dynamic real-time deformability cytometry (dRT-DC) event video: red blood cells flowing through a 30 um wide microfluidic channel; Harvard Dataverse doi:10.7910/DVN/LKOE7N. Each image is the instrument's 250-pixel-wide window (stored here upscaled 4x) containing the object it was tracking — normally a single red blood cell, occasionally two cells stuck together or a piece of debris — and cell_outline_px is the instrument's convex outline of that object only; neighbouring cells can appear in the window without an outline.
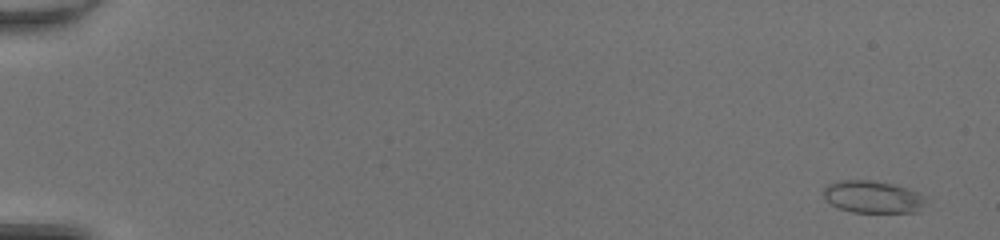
{"species": "common noctule bat (a hibernating species)", "species_latin": "Nyctalus noctula", "temperature_condition": "room temperature", "stored_images_in_passage": 51, "camera_frame_rate_fps": 3000, "um_per_image_px": 0.085, "animal": {"sex": "female", "body_mass_g": 20.0, "forearm_length_mm": 54.0}, "frame": {"image": 1, "passage_image": 3, "time_ms": 0.667, "image_size_px": [1000, 240], "cell_outline_px": [[932, 200], [920, 212], [852, 212], [840, 208], [832, 204], [824, 196], [824, 188], [828, 184], [836, 180], [872, 180], [892, 184], [920, 192], [928, 196]], "centroid_in_image_um": [74.32, 16.74], "position_along_channel_um": 10.7, "area_um2": 19.71}}
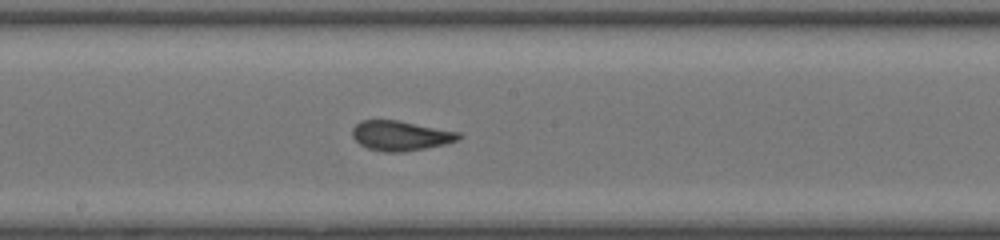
{"frame": {"image": 2, "passage_image": 30, "time_ms": 9.667, "image_size_px": [1000, 240], "cell_outline_px": [[464, 136], [460, 140], [444, 144], [404, 152], [384, 152], [368, 148], [360, 144], [352, 136], [352, 128], [360, 120], [396, 120], [460, 132]], "centroid_in_image_um": [34.06, 11.53], "position_along_channel_um": 214.1, "area_um2": 18.5}}
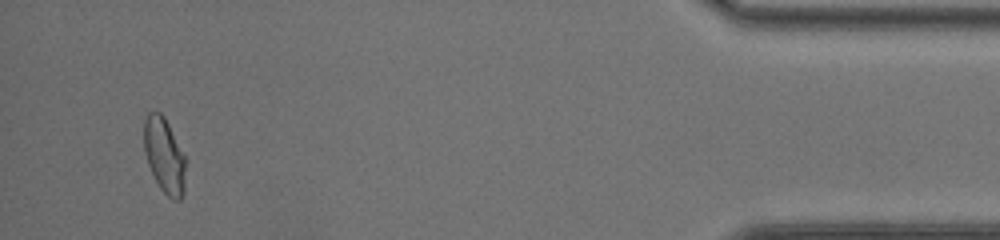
{"frame": {"image": 3, "passage_image": 49, "time_ms": 16.0, "image_size_px": [1000, 240], "cell_outline_px": [[188, 160], [184, 192], [180, 200], [172, 200], [160, 188], [148, 164], [144, 152], [144, 120], [148, 112], [160, 112], [164, 116]], "centroid_in_image_um": [14.01, 13.23], "position_along_channel_um": 421.2, "area_um2": 18.67}, "authors_computed_cell_mechanics": {"area_um2": 19.1318, "velocity_mm_per_s": 4.2966, "shape_relaxation_time_tau1_ms": null, "shape_relaxation_time_tau2_ms": 0.6208, "deformation_change_tau1": null, "deformation_change_tau2": 0.0468}}